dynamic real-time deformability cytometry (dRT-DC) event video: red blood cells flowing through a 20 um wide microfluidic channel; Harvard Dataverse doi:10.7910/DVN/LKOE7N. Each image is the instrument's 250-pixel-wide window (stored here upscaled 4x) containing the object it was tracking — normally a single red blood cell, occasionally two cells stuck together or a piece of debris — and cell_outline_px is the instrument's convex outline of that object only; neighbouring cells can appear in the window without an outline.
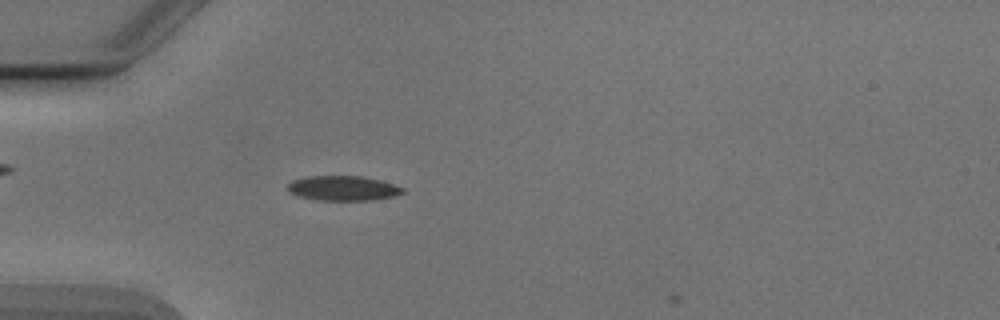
{"species": "Egyptian fruit bat (a non-hibernating species)", "species_latin": "Rousettus aegyptiacus", "temperature_condition": "cold", "stored_images_in_passage": 4, "camera_frame_rate_fps": 3000, "um_per_image_px": 0.085, "animal": {"sex": "male"}, "frame": {"image": 1, "passage_image": 4, "time_ms": 3.667, "image_size_px": [1000, 320], "cell_outline_px": [[404, 192], [392, 196], [372, 200], [316, 200], [300, 196], [288, 192], [288, 184], [292, 180], [304, 176], [364, 176], [380, 180], [404, 188]], "centroid_in_image_um": [29.12, 15.99], "position_along_channel_um": 55.9, "area_um2": 16.59}}